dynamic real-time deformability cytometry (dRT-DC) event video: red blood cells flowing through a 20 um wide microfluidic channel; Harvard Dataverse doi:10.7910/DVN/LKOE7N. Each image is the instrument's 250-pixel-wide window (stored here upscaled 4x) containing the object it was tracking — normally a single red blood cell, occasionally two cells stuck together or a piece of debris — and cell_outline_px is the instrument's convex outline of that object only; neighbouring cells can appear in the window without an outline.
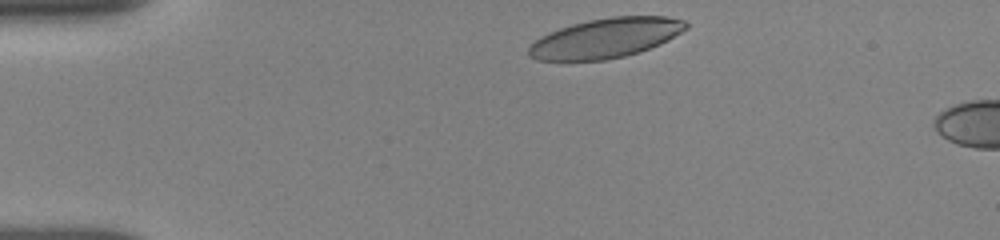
{"species": "human", "species_latin": "Homo sapiens", "temperature_condition": "room temperature", "stored_images_in_passage": 3, "camera_frame_rate_fps": 3000, "um_per_image_px": 0.085, "donor": {"sex": "female"}, "frame": {"image": 1, "passage_image": 1, "time_ms": 0.0, "image_size_px": [1000, 240], "cell_outline_px": [[688, 28], [668, 40], [660, 44], [624, 56], [604, 60], [536, 60], [528, 56], [528, 48], [540, 36], [548, 32], [572, 24], [588, 20], [612, 16], [668, 16], [684, 20], [688, 24]], "centroid_in_image_um": [51.48, 3.22], "position_along_channel_um": 33.5, "area_um2": 36.24}}